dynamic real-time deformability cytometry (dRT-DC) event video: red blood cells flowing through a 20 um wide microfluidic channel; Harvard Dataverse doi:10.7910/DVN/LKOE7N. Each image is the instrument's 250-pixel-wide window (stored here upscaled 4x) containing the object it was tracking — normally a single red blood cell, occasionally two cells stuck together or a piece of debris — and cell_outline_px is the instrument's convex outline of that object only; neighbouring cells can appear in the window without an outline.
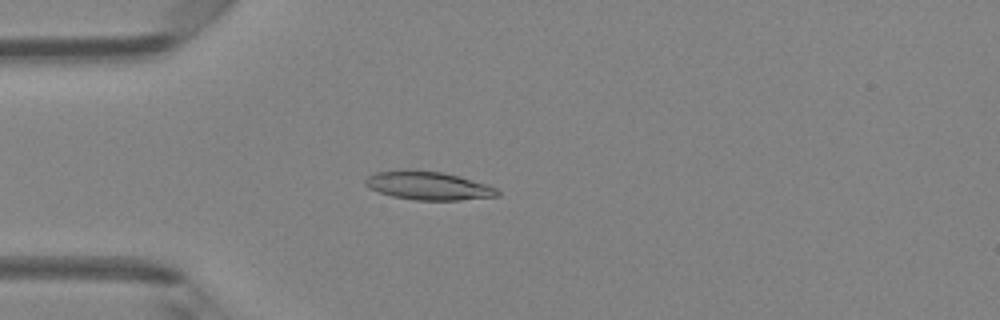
{"species": "Egyptian fruit bat (a non-hibernating species)", "species_latin": "Rousettus aegyptiacus", "temperature_condition": "room temperature", "stored_images_in_passage": 48, "camera_frame_rate_fps": 3000, "um_per_image_px": 0.085, "animal": {"sex": "female"}, "frame": {"image": 1, "passage_image": 13, "time_ms": 4.0, "image_size_px": [1000, 320], "cell_outline_px": [[500, 196], [460, 200], [416, 200], [392, 196], [368, 188], [364, 184], [364, 180], [368, 176], [376, 172], [404, 168], [408, 168], [440, 172], [488, 184], [496, 188], [500, 192]], "centroid_in_image_um": [36.37, 15.77], "position_along_channel_um": 48.6, "area_um2": 22.08}}
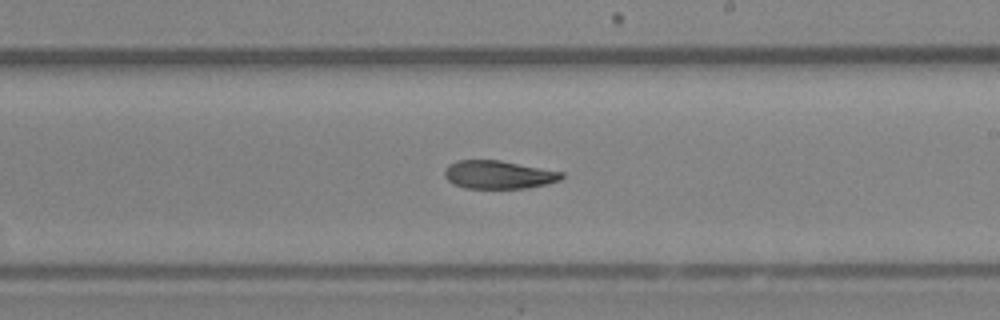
{"frame": {"image": 2, "passage_image": 28, "time_ms": 9.0, "image_size_px": [1000, 320], "cell_outline_px": [[564, 176], [560, 180], [548, 184], [528, 188], [464, 188], [452, 184], [444, 176], [444, 168], [448, 164], [460, 160], [500, 160], [564, 172]], "centroid_in_image_um": [42.37, 14.85], "position_along_channel_um": 246.6, "area_um2": 19.42}}
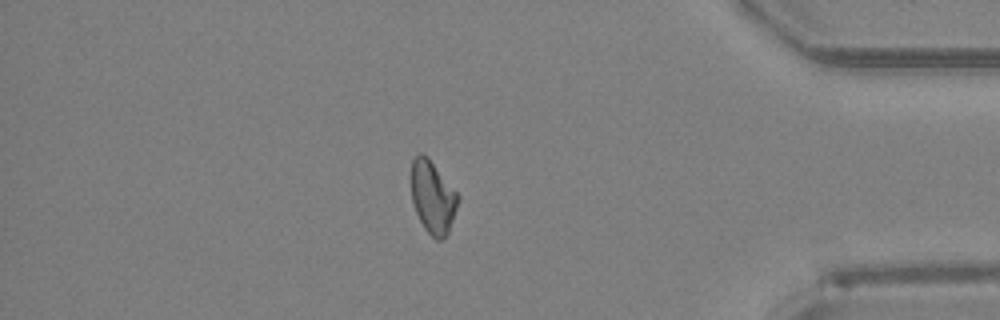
{"frame": {"image": 3, "passage_image": 41, "time_ms": 13.333, "image_size_px": [1000, 320], "cell_outline_px": [[460, 196], [448, 232], [440, 240], [436, 240], [424, 228], [416, 212], [412, 200], [412, 160], [420, 152], [428, 156]], "centroid_in_image_um": [36.78, 16.73], "position_along_channel_um": 398.4, "area_um2": 19.48}, "authors_computed_cell_mechanics": {"area_um2": 20.5768, "velocity_mm_per_s": 4.2522, "shape_relaxation_time_tau1_ms": null, "shape_relaxation_time_tau2_ms": 9.8088, "deformation_change_tau1": null, "deformation_change_tau2": 0.1506}}